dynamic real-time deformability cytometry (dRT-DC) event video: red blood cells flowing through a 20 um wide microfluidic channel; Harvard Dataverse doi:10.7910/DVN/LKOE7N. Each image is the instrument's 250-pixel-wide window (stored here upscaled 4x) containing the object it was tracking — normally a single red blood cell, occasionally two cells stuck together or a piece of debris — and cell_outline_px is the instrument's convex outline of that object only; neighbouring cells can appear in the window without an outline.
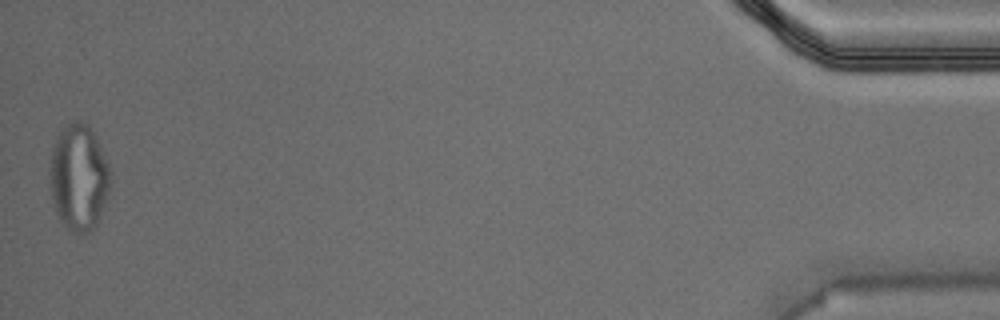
{"species": "Egyptian fruit bat (a non-hibernating species)", "species_latin": "Rousettus aegyptiacus", "temperature_condition": "warm", "stored_images_in_passage": 46, "camera_frame_rate_fps": 3000, "um_per_image_px": 0.085, "animal": {"sex": "male"}, "frame": {"image": 1, "passage_image": 46, "time_ms": 15.0, "image_size_px": [1000, 320], "cell_outline_px": [[112, 176], [108, 192], [96, 224], [92, 232], [72, 232], [60, 220], [56, 212], [52, 196], [48, 172], [52, 148], [56, 136], [72, 120], [80, 120], [88, 124], [96, 136], [112, 172]], "centroid_in_image_um": [6.69, 15.04], "position_along_channel_um": 428.5, "area_um2": 37.69}}